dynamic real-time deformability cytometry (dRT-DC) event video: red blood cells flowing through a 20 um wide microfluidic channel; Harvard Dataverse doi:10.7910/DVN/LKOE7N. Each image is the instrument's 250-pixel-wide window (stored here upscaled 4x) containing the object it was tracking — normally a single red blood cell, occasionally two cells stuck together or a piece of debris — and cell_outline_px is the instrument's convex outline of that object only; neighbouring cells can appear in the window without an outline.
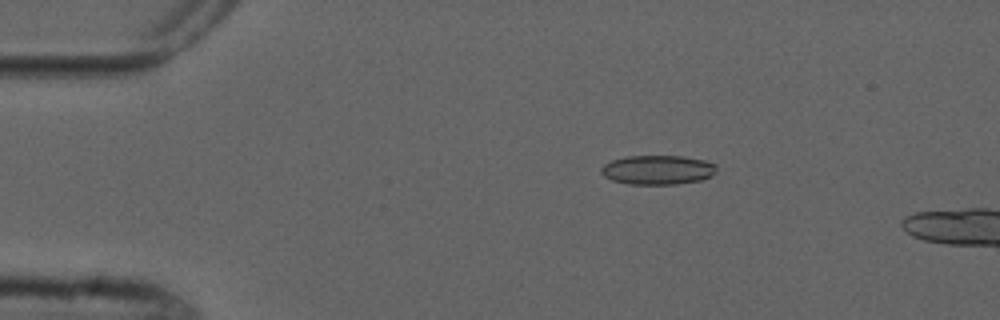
{"species": "common noctule bat (a hibernating species)", "species_latin": "Nyctalus noctula", "temperature_condition": "cold", "stored_images_in_passage": 5, "camera_frame_rate_fps": 3000, "um_per_image_px": 0.085, "animal": {"sex": "male", "forearm_length_mm": 52.5}, "frame": {"image": 1, "passage_image": 3, "time_ms": 2.333, "image_size_px": [1000, 320], "cell_outline_px": [[716, 172], [712, 176], [700, 180], [676, 184], [628, 184], [612, 180], [604, 176], [600, 172], [600, 168], [604, 164], [612, 160], [628, 156], [684, 156], [704, 160], [716, 164]], "centroid_in_image_um": [55.9, 14.44], "position_along_channel_um": 29.1, "area_um2": 19.77}}